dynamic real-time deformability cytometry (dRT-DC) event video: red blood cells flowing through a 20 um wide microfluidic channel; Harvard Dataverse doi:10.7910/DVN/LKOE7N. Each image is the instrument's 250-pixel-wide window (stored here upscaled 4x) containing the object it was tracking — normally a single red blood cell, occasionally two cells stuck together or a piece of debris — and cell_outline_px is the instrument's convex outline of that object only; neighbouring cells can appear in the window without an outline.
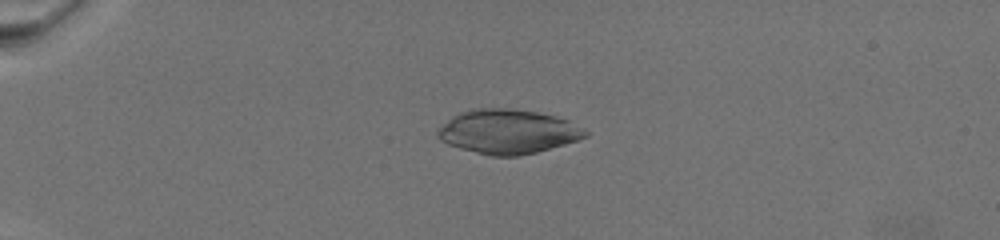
{"species": "common noctule bat (a hibernating species)", "species_latin": "Nyctalus noctula", "temperature_condition": "warm", "stored_images_in_passage": 32, "camera_frame_rate_fps": 3000, "um_per_image_px": 0.085, "animal": {"sex": "female", "body_mass_g": 19.5, "forearm_length_mm": 54.1}, "frame": {"image": 1, "passage_image": 10, "time_ms": 6.667, "image_size_px": [1000, 240], "cell_outline_px": [[588, 136], [564, 144], [536, 152], [516, 156], [492, 156], [460, 148], [448, 144], [440, 140], [440, 128], [448, 120], [464, 112], [480, 108], [504, 108], [536, 112], [568, 120], [584, 128], [588, 132]], "centroid_in_image_um": [43.22, 11.2], "position_along_channel_um": 41.8, "area_um2": 37.17}}